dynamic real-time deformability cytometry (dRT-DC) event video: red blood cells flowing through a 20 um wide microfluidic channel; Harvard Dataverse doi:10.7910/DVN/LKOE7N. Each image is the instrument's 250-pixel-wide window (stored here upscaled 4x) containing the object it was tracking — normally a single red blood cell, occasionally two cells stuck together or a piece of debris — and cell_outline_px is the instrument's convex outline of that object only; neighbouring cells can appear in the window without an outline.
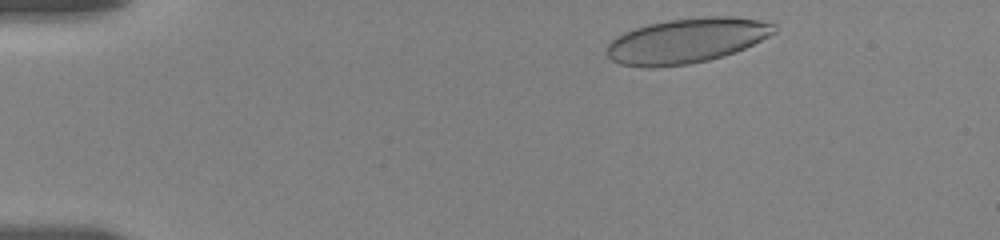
{"species": "human", "species_latin": "Homo sapiens", "temperature_condition": "room temperature", "stored_images_in_passage": 63, "camera_frame_rate_fps": 3000, "um_per_image_px": 0.085, "donor": {"sex": "female"}, "frame": {"image": 1, "passage_image": 3, "time_ms": 0.333, "image_size_px": [1000, 240], "cell_outline_px": [[776, 32], [736, 52], [724, 56], [708, 60], [688, 64], [656, 68], [640, 68], [620, 64], [612, 60], [604, 52], [608, 44], [616, 36], [624, 32], [648, 24], [668, 20], [704, 16], [732, 16], [760, 20], [776, 24]], "centroid_in_image_um": [58.33, 3.47], "position_along_channel_um": 26.7, "area_um2": 44.16}}
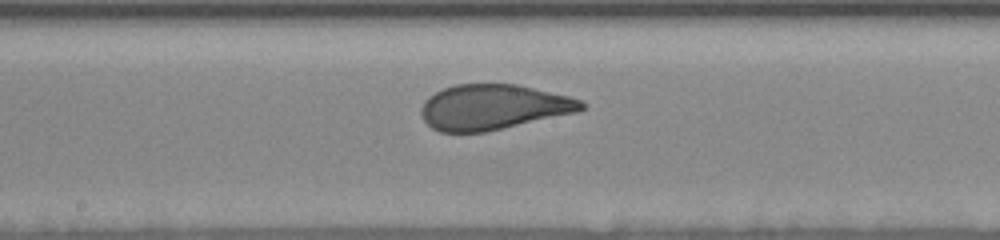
{"frame": {"image": 2, "passage_image": 35, "time_ms": 7.667, "image_size_px": [1000, 240], "cell_outline_px": [[584, 108], [576, 112], [484, 132], [440, 132], [432, 128], [424, 120], [420, 112], [420, 108], [424, 100], [428, 96], [444, 88], [456, 84], [516, 84], [568, 96], [580, 100], [584, 104]], "centroid_in_image_um": [41.86, 9.1], "position_along_channel_um": 206.3, "area_um2": 41.85}}
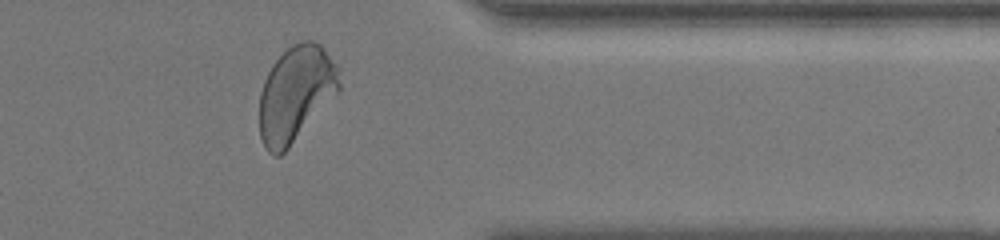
{"frame": {"image": 3, "passage_image": 59, "time_ms": 13.0, "image_size_px": [1000, 240], "cell_outline_px": [[340, 88], [288, 148], [280, 156], [272, 156], [268, 152], [260, 136], [260, 92], [264, 80], [272, 64], [292, 44], [304, 40], [312, 40], [320, 44], [324, 48], [340, 68]], "centroid_in_image_um": [25.13, 7.94], "position_along_channel_um": 386.3, "area_um2": 44.04}, "authors_computed_cell_mechanics": {"area_um2": 43.5812, "velocity_mm_per_s": 3.54, "shape_relaxation_time_tau1_ms": 4.9262, "shape_relaxation_time_tau2_ms": null, "deformation_change_tau1": 0.1638, "deformation_change_tau2": null}}